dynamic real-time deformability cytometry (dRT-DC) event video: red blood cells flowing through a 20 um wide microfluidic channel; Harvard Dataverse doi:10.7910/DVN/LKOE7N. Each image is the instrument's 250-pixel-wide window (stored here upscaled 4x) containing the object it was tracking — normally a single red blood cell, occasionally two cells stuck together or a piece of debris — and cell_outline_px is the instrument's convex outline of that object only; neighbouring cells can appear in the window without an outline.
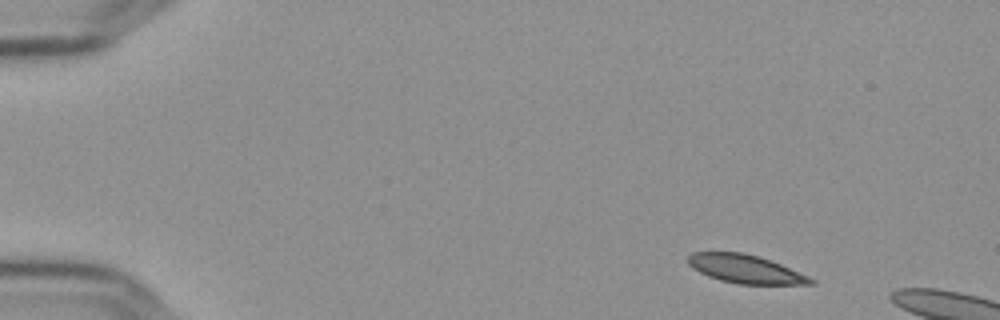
{"species": "Egyptian fruit bat (a non-hibernating species)", "species_latin": "Rousettus aegyptiacus", "temperature_condition": "cold", "stored_images_in_passage": 10, "camera_frame_rate_fps": 3000, "um_per_image_px": 0.085, "frame": {"image": 1, "passage_image": 4, "time_ms": 1.0, "image_size_px": [1000, 320], "cell_outline_px": [[816, 284], [740, 284], [720, 280], [708, 276], [692, 268], [688, 264], [688, 256], [692, 252], [740, 252], [756, 256], [780, 264], [808, 276], [816, 280]], "centroid_in_image_um": [63.34, 22.87], "position_along_channel_um": 21.7, "area_um2": 20.06}}